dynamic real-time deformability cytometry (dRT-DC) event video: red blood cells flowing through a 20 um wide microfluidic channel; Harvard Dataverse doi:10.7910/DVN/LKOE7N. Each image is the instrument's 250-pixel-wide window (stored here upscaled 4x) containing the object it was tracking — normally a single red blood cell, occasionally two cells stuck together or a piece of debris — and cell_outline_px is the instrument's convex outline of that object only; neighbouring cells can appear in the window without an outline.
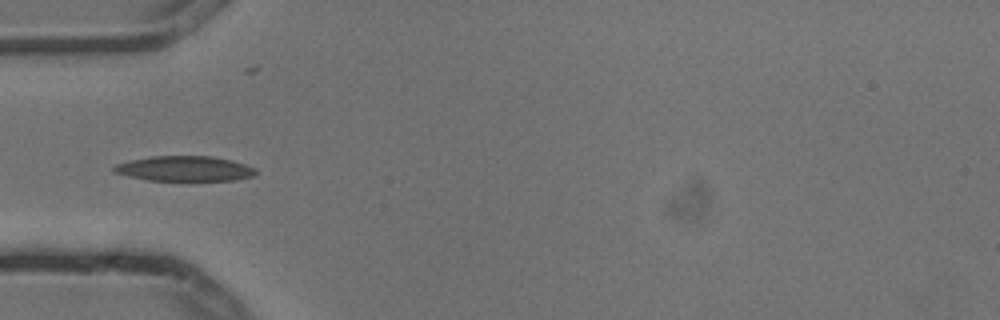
{"species": "common noctule bat (a hibernating species)", "species_latin": "Nyctalus noctula", "temperature_condition": "cold", "stored_images_in_passage": 1, "camera_frame_rate_fps": 3000, "um_per_image_px": 0.085, "animal": {"sex": "male", "body_mass_g": 13.3}, "frame": {"image": 1, "passage_image": 1, "time_ms": 0.0, "image_size_px": [1000, 320], "cell_outline_px": [[256, 172], [252, 176], [232, 180], [148, 180], [128, 176], [112, 172], [112, 168], [116, 164], [128, 160], [152, 156], [212, 156], [232, 160], [256, 168]], "centroid_in_image_um": [15.64, 14.32], "position_along_channel_um": 69.4, "area_um2": 20.69}}